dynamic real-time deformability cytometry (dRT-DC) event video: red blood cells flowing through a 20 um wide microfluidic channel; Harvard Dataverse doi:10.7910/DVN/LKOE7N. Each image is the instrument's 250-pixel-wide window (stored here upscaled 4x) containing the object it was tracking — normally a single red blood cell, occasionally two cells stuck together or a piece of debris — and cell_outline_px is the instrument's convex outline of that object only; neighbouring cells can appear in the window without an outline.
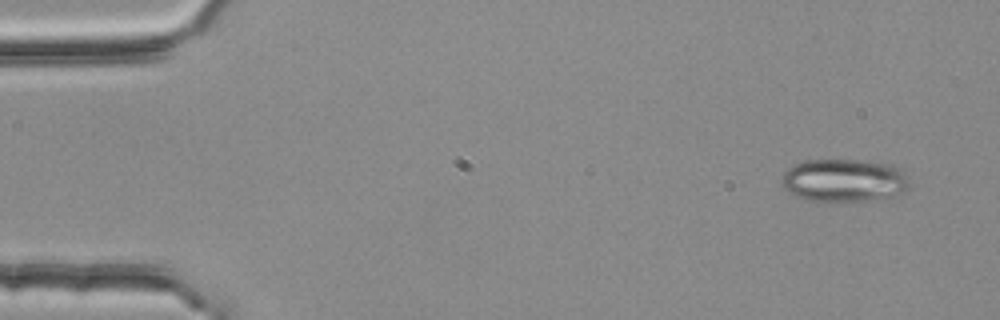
{"species": "common noctule bat (a hibernating species)", "species_latin": "Nyctalus noctula", "temperature_condition": "room temperature", "stored_images_in_passage": 4, "camera_frame_rate_fps": 3000, "um_per_image_px": 0.085, "animal": {"sex": "female", "body_mass_g": 25.1}, "frame": {"image": 1, "passage_image": 1, "time_ms": 0.0, "image_size_px": [1000, 320], "cell_outline_px": [[908, 192], [884, 200], [808, 200], [796, 196], [784, 188], [780, 184], [780, 176], [788, 168], [804, 160], [856, 160], [892, 164], [900, 168], [908, 176]], "centroid_in_image_um": [71.79, 15.33], "position_along_channel_um": 13.2, "area_um2": 32.31}}